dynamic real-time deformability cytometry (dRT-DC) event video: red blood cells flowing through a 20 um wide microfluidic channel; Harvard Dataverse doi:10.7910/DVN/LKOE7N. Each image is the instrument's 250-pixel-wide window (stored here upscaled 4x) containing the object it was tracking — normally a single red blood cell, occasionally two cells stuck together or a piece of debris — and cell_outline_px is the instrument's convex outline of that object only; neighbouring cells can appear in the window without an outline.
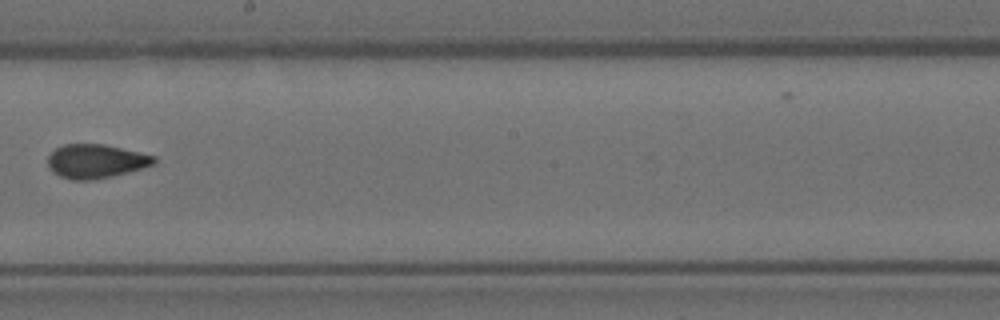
{"species": "Egyptian fruit bat (a non-hibernating species)", "species_latin": "Rousettus aegyptiacus", "temperature_condition": "room temperature", "stored_images_in_passage": 14, "camera_frame_rate_fps": 3000, "um_per_image_px": 0.085, "animal": {"sex": "female"}, "frame": {"image": 1, "passage_image": 7, "time_ms": 2.0, "image_size_px": [1000, 320], "cell_outline_px": [[156, 164], [144, 168], [96, 180], [72, 180], [60, 176], [52, 172], [48, 164], [48, 156], [56, 148], [64, 144], [104, 144], [156, 156]], "centroid_in_image_um": [8.16, 13.71], "position_along_channel_um": 240.0, "area_um2": 21.1}}
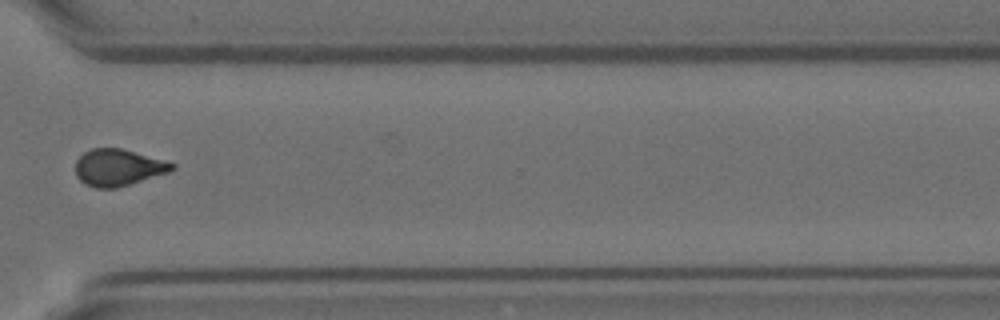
{"frame": {"image": 2, "passage_image": 10, "time_ms": 3.0, "image_size_px": [1000, 320], "cell_outline_px": [[176, 168], [168, 172], [116, 188], [96, 188], [84, 184], [76, 176], [76, 160], [84, 152], [92, 148], [120, 148], [176, 164]], "centroid_in_image_um": [10.0, 14.24], "position_along_channel_um": 360.6, "area_um2": 20.4}}
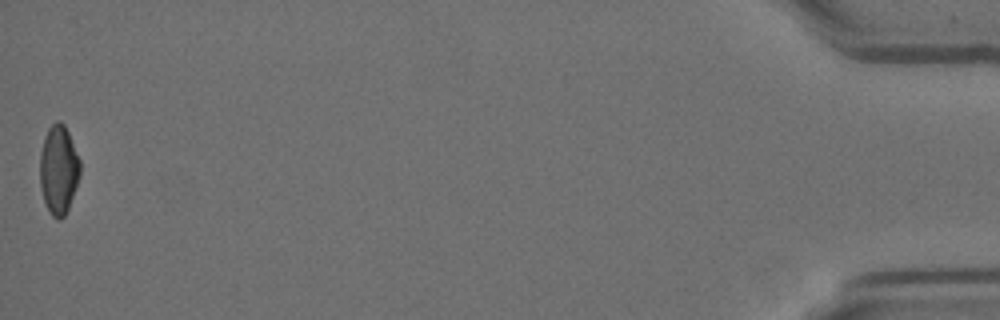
{"frame": {"image": 3, "passage_image": 14, "time_ms": 4.333, "image_size_px": [1000, 320], "cell_outline_px": [[80, 176], [68, 208], [64, 216], [60, 220], [56, 220], [52, 216], [44, 200], [40, 184], [40, 152], [44, 136], [48, 128], [56, 120], [60, 120], [64, 124], [68, 132], [80, 160]], "centroid_in_image_um": [4.98, 14.4], "position_along_channel_um": 430.2, "area_um2": 20.81}}